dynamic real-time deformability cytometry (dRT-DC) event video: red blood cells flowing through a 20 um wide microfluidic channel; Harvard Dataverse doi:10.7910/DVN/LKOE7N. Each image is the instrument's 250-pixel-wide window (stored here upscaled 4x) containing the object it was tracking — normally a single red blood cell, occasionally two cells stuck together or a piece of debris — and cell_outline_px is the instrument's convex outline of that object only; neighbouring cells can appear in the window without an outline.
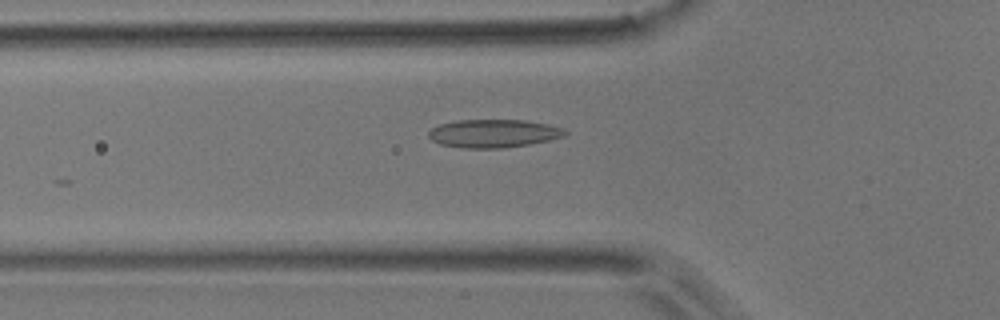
{"species": "common noctule bat (a hibernating species)", "species_latin": "Nyctalus noctula", "temperature_condition": "room temperature", "stored_images_in_passage": 21, "camera_frame_rate_fps": 3000, "um_per_image_px": 0.085, "animal": {"sex": "male", "body_mass_g": 17.9}, "frame": {"image": 1, "passage_image": 17, "time_ms": 5.333, "image_size_px": [1000, 320], "cell_outline_px": [[568, 132], [564, 136], [548, 140], [528, 144], [504, 148], [460, 148], [440, 144], [432, 140], [428, 136], [428, 132], [432, 128], [440, 124], [460, 120], [524, 120], [548, 124], [564, 128]], "centroid_in_image_um": [41.95, 11.34], "position_along_channel_um": 83.9, "area_um2": 22.37}}
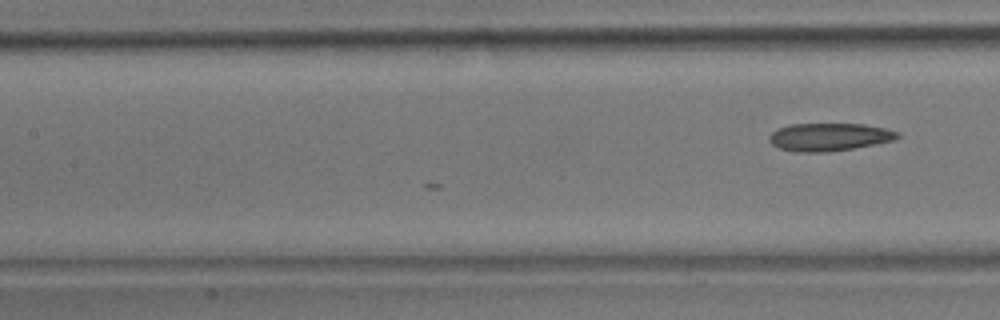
{"frame": {"image": 2, "passage_image": 21, "time_ms": 6.667, "image_size_px": [1000, 320], "cell_outline_px": [[900, 136], [892, 140], [852, 148], [828, 152], [796, 152], [780, 148], [772, 144], [768, 140], [768, 136], [772, 132], [788, 124], [864, 124], [884, 128], [896, 132]], "centroid_in_image_um": [70.41, 11.64], "position_along_channel_um": 137.0, "area_um2": 20.52}}